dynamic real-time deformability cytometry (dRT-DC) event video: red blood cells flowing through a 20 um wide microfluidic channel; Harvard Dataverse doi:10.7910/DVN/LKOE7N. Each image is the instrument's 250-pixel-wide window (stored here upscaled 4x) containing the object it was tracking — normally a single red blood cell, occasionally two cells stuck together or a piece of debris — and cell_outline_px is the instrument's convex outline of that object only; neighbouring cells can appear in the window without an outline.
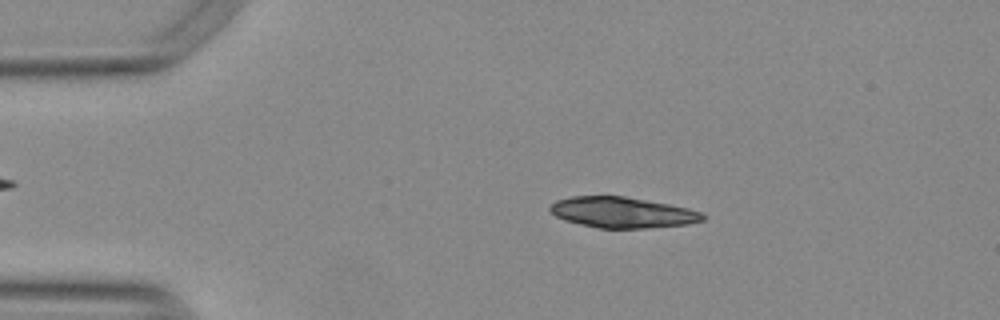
{"species": "Egyptian fruit bat (a non-hibernating species)", "species_latin": "Rousettus aegyptiacus", "temperature_condition": "warm", "stored_images_in_passage": 52, "camera_frame_rate_fps": 3000, "um_per_image_px": 0.085, "animal": {"sex": "female"}, "frame": {"image": 1, "passage_image": 9, "time_ms": 2.667, "image_size_px": [1000, 320], "cell_outline_px": [[704, 220], [688, 224], [644, 228], [600, 228], [580, 224], [564, 220], [556, 216], [548, 208], [556, 200], [572, 196], [624, 196], [668, 204], [688, 208], [700, 212], [704, 216]], "centroid_in_image_um": [52.88, 18.05], "position_along_channel_um": 32.1, "area_um2": 27.11}}
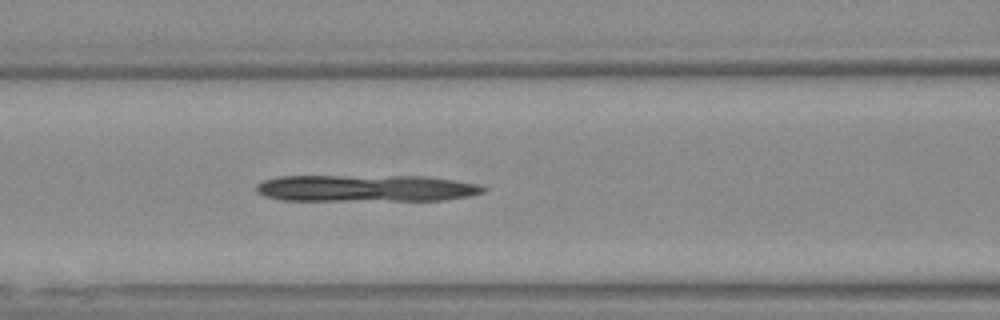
{"frame": {"image": 2, "passage_image": 21, "time_ms": 6.667, "image_size_px": [1000, 320], "cell_outline_px": [[488, 188], [484, 192], [468, 196], [444, 200], [280, 200], [264, 196], [256, 192], [256, 184], [264, 180], [280, 176], [424, 176], [480, 184]], "centroid_in_image_um": [31.09, 16.0], "position_along_channel_um": 135.5, "area_um2": 35.55}}
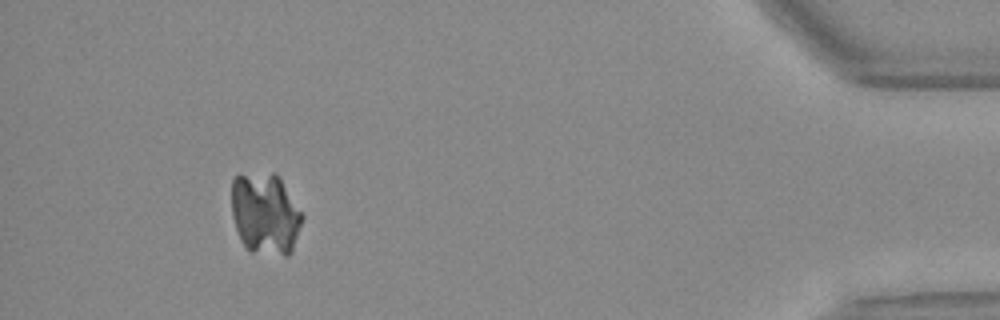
{"frame": {"image": 3, "passage_image": 48, "time_ms": 15.667, "image_size_px": [1000, 320], "cell_outline_px": [[304, 216], [292, 252], [288, 256], [284, 256], [252, 252], [244, 244], [236, 228], [232, 216], [232, 180], [236, 176], [272, 172], [276, 172], [280, 176]], "centroid_in_image_um": [22.58, 18.16], "position_along_channel_um": 412.6, "area_um2": 33.76}}